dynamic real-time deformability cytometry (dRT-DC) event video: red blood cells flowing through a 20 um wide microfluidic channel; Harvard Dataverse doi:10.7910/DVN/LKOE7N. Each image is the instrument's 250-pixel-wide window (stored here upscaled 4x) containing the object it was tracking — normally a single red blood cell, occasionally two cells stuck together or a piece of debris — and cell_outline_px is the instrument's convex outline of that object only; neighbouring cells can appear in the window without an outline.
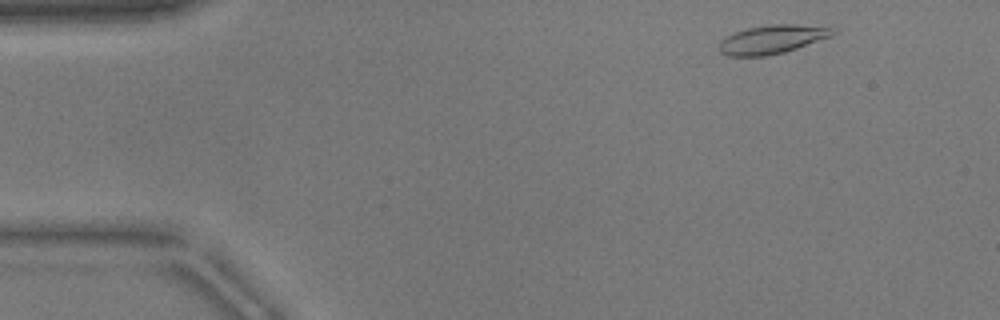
{"species": "common noctule bat (a hibernating species)", "species_latin": "Nyctalus noctula", "temperature_condition": "warm", "stored_images_in_passage": 48, "camera_frame_rate_fps": 3000, "um_per_image_px": 0.085, "animal": {"sex": "male", "body_mass_g": 17.9}, "frame": {"image": 1, "passage_image": 2, "time_ms": 0.333, "image_size_px": [1000, 320], "cell_outline_px": [[840, 32], [832, 36], [784, 52], [764, 56], [728, 56], [720, 52], [720, 40], [736, 32], [748, 28], [772, 24], [796, 24], [840, 28]], "centroid_in_image_um": [65.72, 3.33], "position_along_channel_um": 19.3, "area_um2": 19.02}}
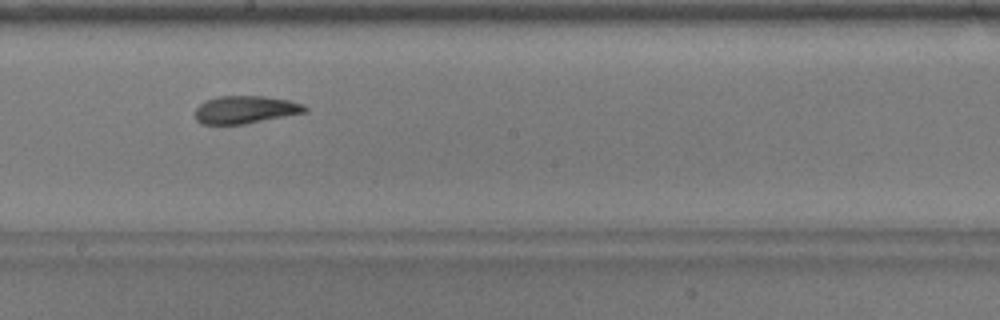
{"frame": {"image": 2, "passage_image": 25, "time_ms": 8.0, "image_size_px": [1000, 320], "cell_outline_px": [[308, 112], [244, 124], [200, 124], [196, 120], [196, 108], [204, 100], [216, 96], [264, 96], [288, 100], [304, 104], [308, 108]], "centroid_in_image_um": [20.86, 9.32], "position_along_channel_um": 227.3, "area_um2": 17.86}}
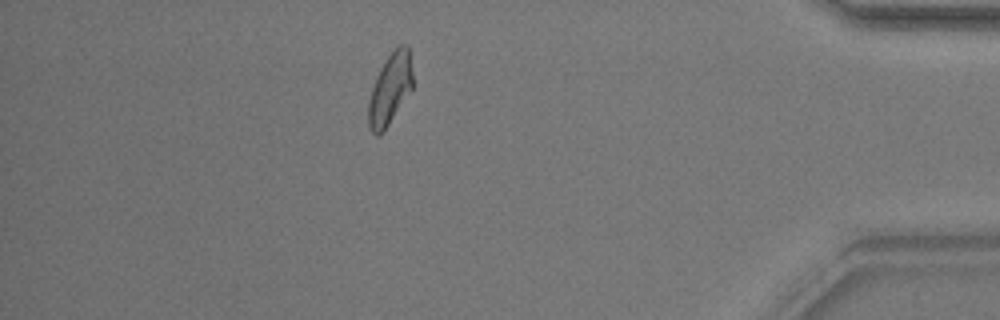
{"frame": {"image": 3, "passage_image": 42, "time_ms": 13.667, "image_size_px": [1000, 320], "cell_outline_px": [[412, 88], [384, 132], [380, 136], [376, 136], [368, 128], [368, 100], [376, 76], [380, 68], [388, 56], [400, 44], [408, 44], [412, 72]], "centroid_in_image_um": [33.13, 7.61], "position_along_channel_um": 402.1, "area_um2": 18.38}, "authors_computed_cell_mechanics": {"area_um2": 18.3226, "velocity_mm_per_s": 3.8425, "shape_relaxation_time_tau1_ms": 8.444, "shape_relaxation_time_tau2_ms": 2.9538, "deformation_change_tau1": 0.2356, "deformation_change_tau2": 0.1174}}